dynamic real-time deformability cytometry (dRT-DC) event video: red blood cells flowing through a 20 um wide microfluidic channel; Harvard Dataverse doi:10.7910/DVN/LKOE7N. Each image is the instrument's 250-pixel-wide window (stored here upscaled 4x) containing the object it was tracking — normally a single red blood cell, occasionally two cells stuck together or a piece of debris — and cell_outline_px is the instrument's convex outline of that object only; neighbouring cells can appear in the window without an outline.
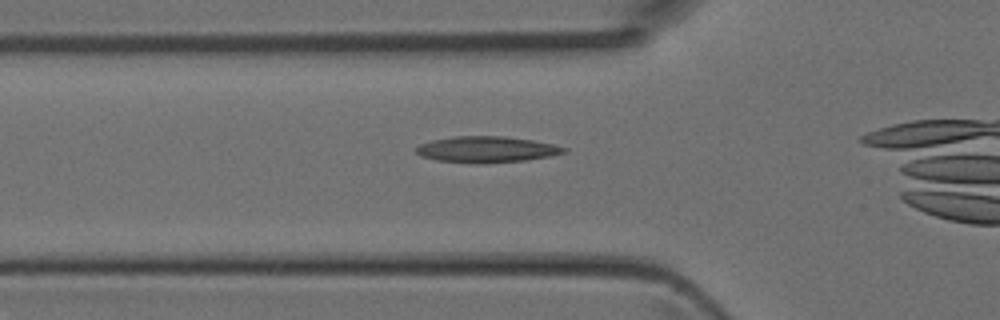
{"species": "Egyptian fruit bat (a non-hibernating species)", "species_latin": "Rousettus aegyptiacus", "temperature_condition": "room temperature", "stored_images_in_passage": 40, "camera_frame_rate_fps": 3000, "um_per_image_px": 0.085, "animal": {"sex": "female"}, "frame": {"image": 1, "passage_image": 10, "time_ms": 3.0, "image_size_px": [1000, 320], "cell_outline_px": [[568, 152], [552, 156], [524, 160], [476, 164], [472, 164], [436, 160], [420, 156], [416, 152], [416, 148], [420, 144], [432, 140], [452, 136], [504, 136], [532, 140], [552, 144], [568, 148]], "centroid_in_image_um": [41.36, 12.7], "position_along_channel_um": 84.4, "area_um2": 22.66}}
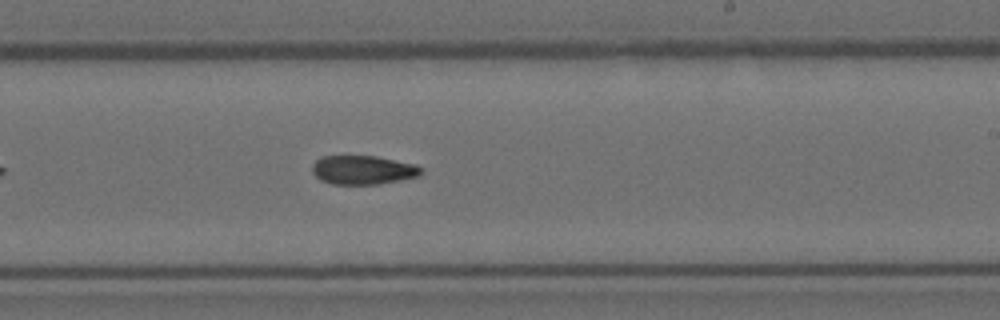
{"frame": {"image": 2, "passage_image": 22, "time_ms": 7.0, "image_size_px": [1000, 320], "cell_outline_px": [[424, 172], [420, 176], [380, 184], [332, 184], [320, 180], [312, 172], [312, 164], [320, 156], [376, 156], [416, 164], [424, 168]], "centroid_in_image_um": [30.89, 14.44], "position_along_channel_um": 258.1, "area_um2": 18.61}}
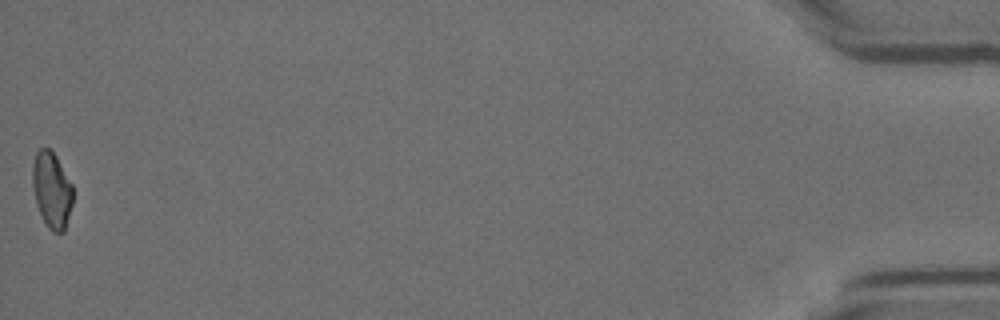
{"frame": {"image": 3, "passage_image": 40, "time_ms": 13.0, "image_size_px": [1000, 320], "cell_outline_px": [[72, 204], [64, 232], [52, 232], [48, 228], [36, 204], [32, 188], [32, 164], [36, 152], [40, 148], [48, 148], [56, 156], [72, 184]], "centroid_in_image_um": [4.38, 16.14], "position_along_channel_um": 430.8, "area_um2": 17.86}}